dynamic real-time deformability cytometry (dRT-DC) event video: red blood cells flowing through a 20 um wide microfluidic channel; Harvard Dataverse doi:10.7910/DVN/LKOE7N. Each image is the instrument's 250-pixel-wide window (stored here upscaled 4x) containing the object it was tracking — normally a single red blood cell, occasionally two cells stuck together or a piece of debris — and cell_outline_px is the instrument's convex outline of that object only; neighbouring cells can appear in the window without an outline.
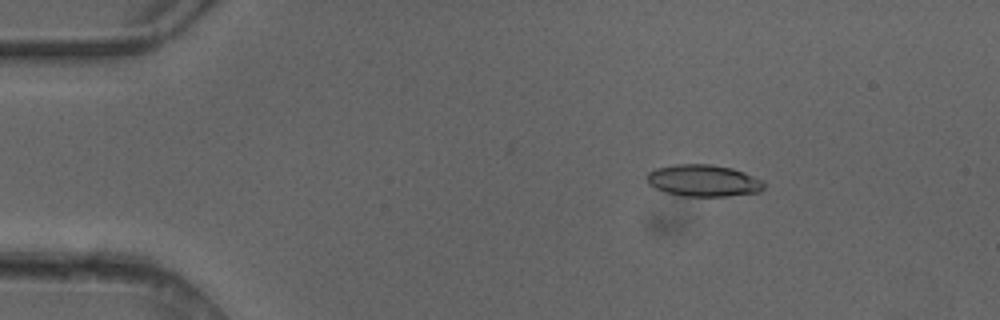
{"species": "common noctule bat (a hibernating species)", "species_latin": "Nyctalus noctula", "temperature_condition": "cold", "stored_images_in_passage": 5, "camera_frame_rate_fps": 3000, "um_per_image_px": 0.085, "animal": {"sex": "female"}, "frame": {"image": 1, "passage_image": 3, "time_ms": 0.667, "image_size_px": [1000, 320], "cell_outline_px": [[764, 188], [760, 192], [724, 196], [684, 196], [668, 192], [656, 188], [648, 184], [648, 172], [656, 168], [676, 164], [712, 164], [732, 168], [744, 172], [764, 180]], "centroid_in_image_um": [59.83, 15.34], "position_along_channel_um": 25.2, "area_um2": 21.62}}
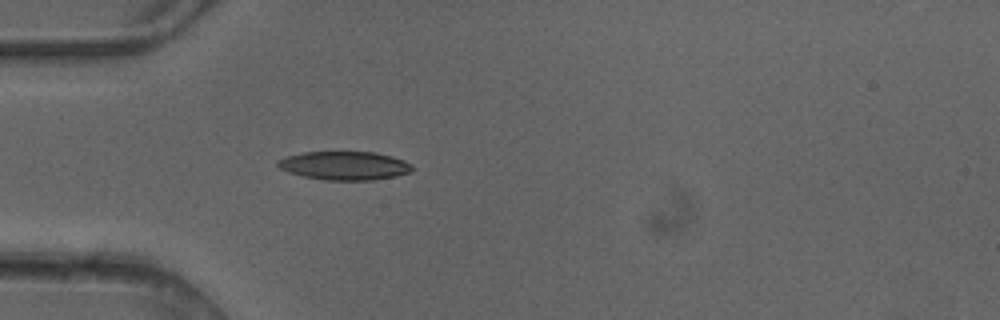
{"frame": {"image": 2, "passage_image": 5, "time_ms": 1.333, "image_size_px": [1000, 320], "cell_outline_px": [[412, 172], [396, 176], [372, 180], [324, 180], [304, 176], [288, 172], [280, 168], [276, 164], [280, 160], [288, 156], [304, 152], [376, 152], [392, 156], [404, 160], [412, 164]], "centroid_in_image_um": [29.33, 14.08], "position_along_channel_um": 55.7, "area_um2": 22.31}}